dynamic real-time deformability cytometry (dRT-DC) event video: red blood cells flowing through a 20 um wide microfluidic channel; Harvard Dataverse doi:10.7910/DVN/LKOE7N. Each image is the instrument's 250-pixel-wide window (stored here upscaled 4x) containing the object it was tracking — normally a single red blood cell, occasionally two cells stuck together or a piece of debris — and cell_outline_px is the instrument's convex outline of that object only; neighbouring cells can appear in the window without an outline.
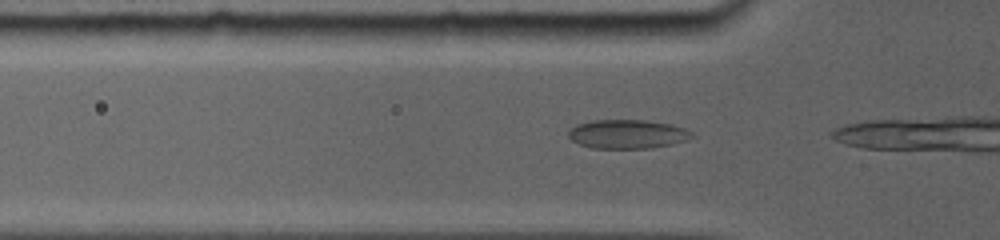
{"species": "common noctule bat (a hibernating species)", "species_latin": "Nyctalus noctula", "temperature_condition": "room temperature", "stored_images_in_passage": 4, "camera_frame_rate_fps": 5000, "um_per_image_px": 0.085, "animal": {"sex": "female", "body_mass_g": 19.0, "forearm_length_mm": 56.7}, "frame": {"image": 1, "passage_image": 2, "time_ms": 0.4, "image_size_px": [1000, 240], "cell_outline_px": [[696, 136], [688, 140], [672, 144], [652, 148], [592, 148], [580, 144], [572, 140], [568, 136], [568, 132], [576, 124], [592, 120], [644, 120], [672, 124], [684, 128], [692, 132]], "centroid_in_image_um": [53.37, 11.4], "position_along_channel_um": 72.4, "area_um2": 20.92}}